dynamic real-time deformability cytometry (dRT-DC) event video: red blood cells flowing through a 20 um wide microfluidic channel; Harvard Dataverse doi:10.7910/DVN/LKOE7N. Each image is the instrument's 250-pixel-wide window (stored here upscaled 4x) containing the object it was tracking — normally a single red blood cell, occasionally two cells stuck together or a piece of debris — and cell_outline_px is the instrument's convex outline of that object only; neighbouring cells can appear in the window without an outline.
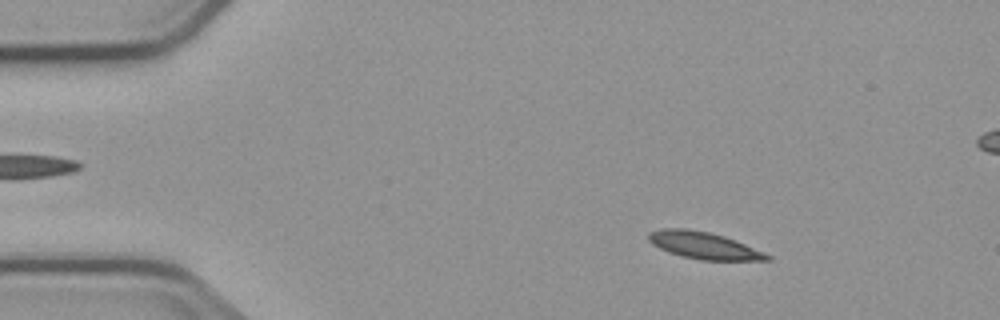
{"species": "common noctule bat (a hibernating species)", "species_latin": "Nyctalus noctula", "temperature_condition": "cold", "stored_images_in_passage": 5, "camera_frame_rate_fps": 3000, "um_per_image_px": 0.085, "animal": {"sex": "male", "body_mass_g": 23.1, "forearm_length_mm": 52.7}, "frame": {"image": 1, "passage_image": 2, "time_ms": 1.0, "image_size_px": [1000, 320], "cell_outline_px": [[772, 260], [700, 260], [680, 256], [668, 252], [652, 244], [648, 240], [648, 232], [660, 228], [684, 228], [708, 232], [724, 236], [736, 240], [764, 252], [772, 256]], "centroid_in_image_um": [59.81, 20.86], "position_along_channel_um": 25.2, "area_um2": 18.73}}